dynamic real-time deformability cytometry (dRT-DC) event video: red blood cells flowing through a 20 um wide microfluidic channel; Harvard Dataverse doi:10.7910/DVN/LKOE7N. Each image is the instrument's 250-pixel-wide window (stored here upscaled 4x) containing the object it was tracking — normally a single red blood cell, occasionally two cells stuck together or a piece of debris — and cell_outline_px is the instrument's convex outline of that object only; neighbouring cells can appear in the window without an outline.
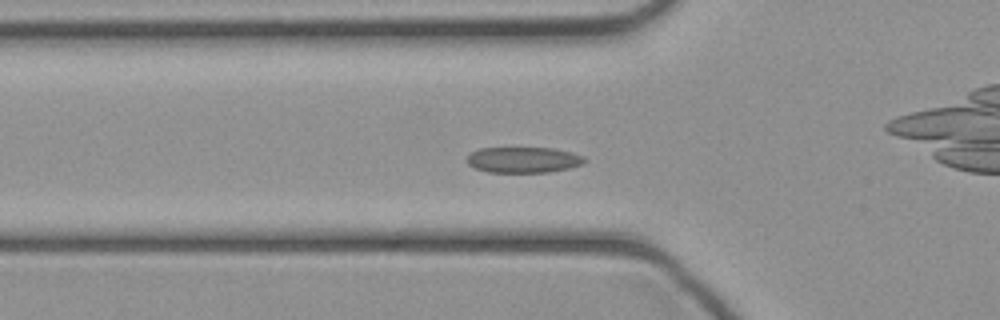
{"species": "common noctule bat (a hibernating species)", "species_latin": "Nyctalus noctula", "temperature_condition": "cold", "stored_images_in_passage": 39, "camera_frame_rate_fps": 3000, "um_per_image_px": 0.085, "animal": {"sex": "female", "body_mass_g": 21.9}, "frame": {"image": 1, "passage_image": 9, "time_ms": 2.667, "image_size_px": [1000, 320], "cell_outline_px": [[588, 160], [584, 164], [568, 168], [548, 172], [488, 172], [476, 168], [468, 164], [468, 156], [472, 152], [480, 148], [552, 148], [572, 152], [584, 156]], "centroid_in_image_um": [44.54, 13.58], "position_along_channel_um": 81.3, "area_um2": 17.63}}
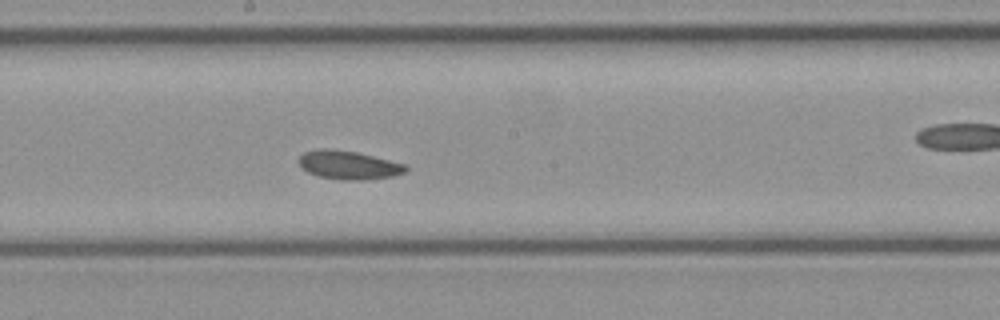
{"frame": {"image": 2, "passage_image": 18, "time_ms": 5.667, "image_size_px": [1000, 320], "cell_outline_px": [[408, 168], [404, 172], [392, 176], [368, 180], [340, 180], [320, 176], [308, 172], [300, 168], [296, 160], [304, 152], [320, 148], [328, 148], [356, 152], [408, 164]], "centroid_in_image_um": [29.61, 14.02], "position_along_channel_um": 218.6, "area_um2": 18.03}}
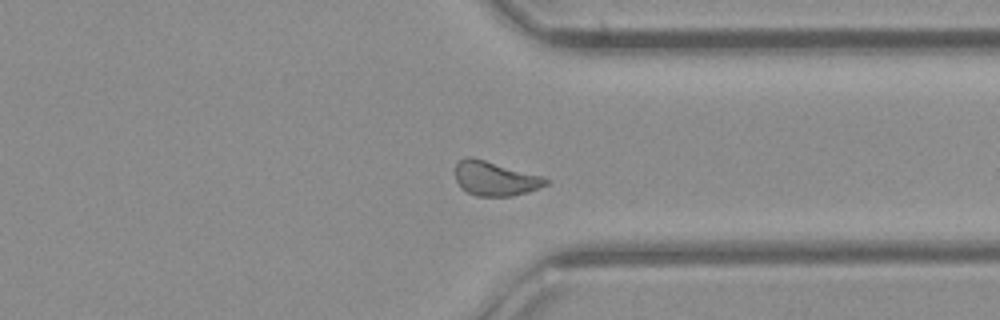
{"frame": {"image": 3, "passage_image": 28, "time_ms": 9.0, "image_size_px": [1000, 320], "cell_outline_px": [[548, 184], [540, 188], [528, 192], [512, 196], [476, 196], [460, 188], [456, 180], [456, 164], [460, 160], [468, 156], [472, 156], [540, 176], [548, 180]], "centroid_in_image_um": [42.05, 15.18], "position_along_channel_um": 369.3, "area_um2": 17.98}}